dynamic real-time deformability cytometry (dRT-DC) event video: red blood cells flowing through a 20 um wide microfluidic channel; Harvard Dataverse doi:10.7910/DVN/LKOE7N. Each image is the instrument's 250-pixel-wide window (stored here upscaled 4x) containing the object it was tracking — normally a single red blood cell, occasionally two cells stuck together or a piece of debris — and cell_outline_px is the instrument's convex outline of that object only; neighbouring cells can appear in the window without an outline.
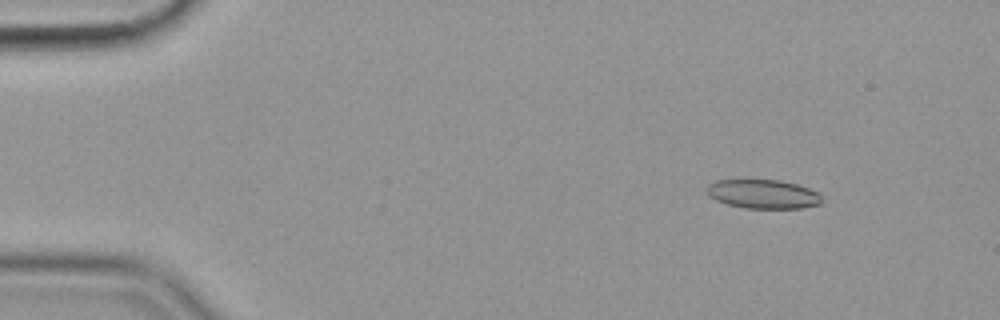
{"species": "common noctule bat (a hibernating species)", "species_latin": "Nyctalus noctula", "temperature_condition": "cold", "stored_images_in_passage": 57, "camera_frame_rate_fps": 3000, "um_per_image_px": 0.085, "animal": {"sex": "female", "body_mass_g": 19.9}, "frame": {"image": 1, "passage_image": 7, "time_ms": 2.0, "image_size_px": [1000, 320], "cell_outline_px": [[820, 204], [800, 208], [744, 208], [728, 204], [716, 200], [708, 196], [704, 192], [704, 188], [708, 184], [716, 180], [780, 180], [796, 184], [808, 188], [816, 192], [820, 196]], "centroid_in_image_um": [64.77, 16.49], "position_along_channel_um": 20.2, "area_um2": 19.42}}
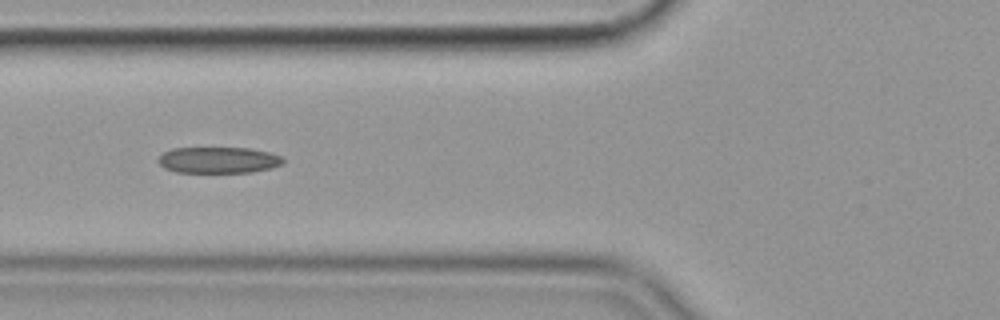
{"frame": {"image": 2, "passage_image": 22, "time_ms": 7.0, "image_size_px": [1000, 320], "cell_outline_px": [[284, 160], [280, 164], [272, 168], [252, 172], [176, 172], [164, 168], [156, 160], [164, 152], [172, 148], [248, 148], [268, 152], [280, 156]], "centroid_in_image_um": [18.53, 13.6], "position_along_channel_um": 107.3, "area_um2": 18.96}}
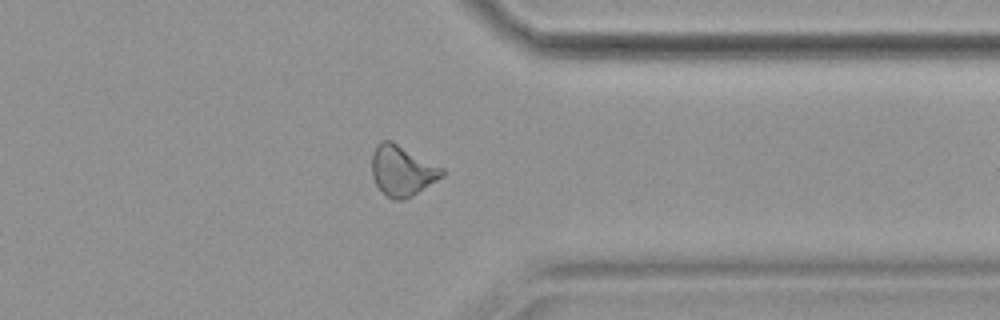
{"frame": {"image": 3, "passage_image": 45, "time_ms": 14.667, "image_size_px": [1000, 320], "cell_outline_px": [[444, 176], [412, 196], [404, 200], [392, 200], [376, 184], [372, 176], [372, 152], [376, 144], [380, 140], [392, 140], [444, 168]], "centroid_in_image_um": [34.18, 14.48], "position_along_channel_um": 377.2, "area_um2": 20.81}, "authors_computed_cell_mechanics": {"area_um2": 19.8832, "velocity_mm_per_s": 3.5666, "shape_relaxation_time_tau1_ms": 6.9929, "shape_relaxation_time_tau2_ms": 3.494, "deformation_change_tau1": 0.1693, "deformation_change_tau2": 0.1213}}